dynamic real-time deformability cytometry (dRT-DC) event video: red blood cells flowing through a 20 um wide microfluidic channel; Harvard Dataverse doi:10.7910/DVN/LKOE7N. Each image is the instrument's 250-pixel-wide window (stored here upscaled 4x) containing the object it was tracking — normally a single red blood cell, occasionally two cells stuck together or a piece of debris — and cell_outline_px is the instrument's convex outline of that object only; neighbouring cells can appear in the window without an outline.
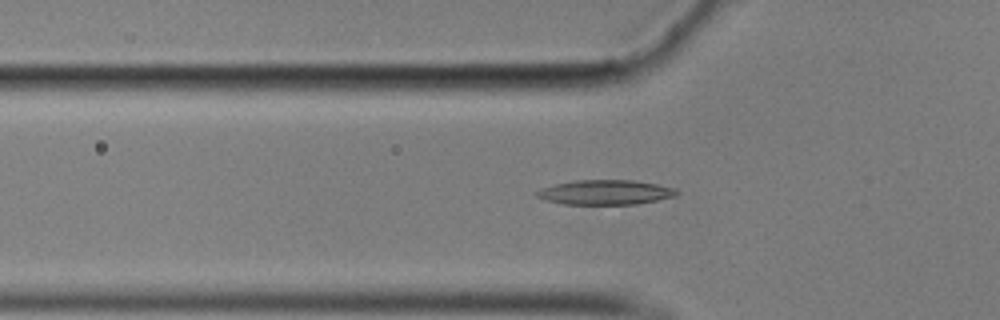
{"species": "common noctule bat (a hibernating species)", "species_latin": "Nyctalus noctula", "temperature_condition": "cold", "stored_images_in_passage": 32, "camera_frame_rate_fps": 3000, "um_per_image_px": 0.085, "animal": {"sex": "male", "body_mass_g": 17.9}, "frame": {"image": 1, "passage_image": 3, "time_ms": 0.667, "image_size_px": [1000, 320], "cell_outline_px": [[680, 192], [676, 196], [636, 204], [564, 204], [544, 200], [536, 196], [532, 192], [540, 188], [552, 184], [576, 180], [632, 180], [656, 184], [676, 188]], "centroid_in_image_um": [51.4, 16.34], "position_along_channel_um": 74.4, "area_um2": 20.35}}
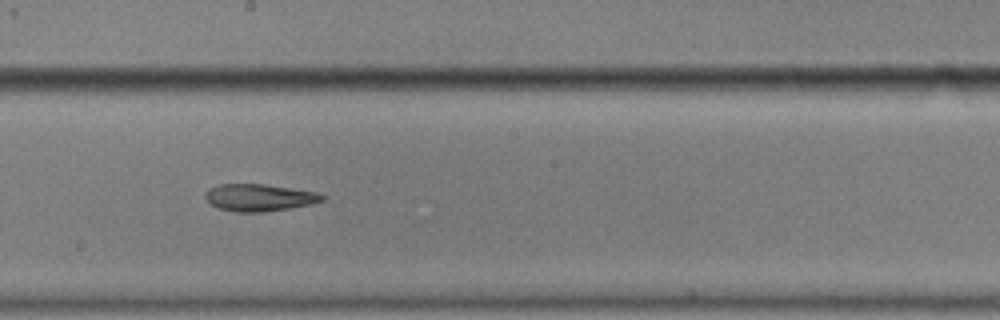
{"frame": {"image": 2, "passage_image": 16, "time_ms": 5.0, "image_size_px": [1000, 320], "cell_outline_px": [[324, 200], [308, 204], [288, 208], [264, 212], [236, 212], [216, 208], [208, 204], [204, 196], [208, 188], [220, 184], [264, 184], [292, 188], [316, 192], [324, 196]], "centroid_in_image_um": [21.95, 16.79], "position_along_channel_um": 226.3, "area_um2": 18.5}}
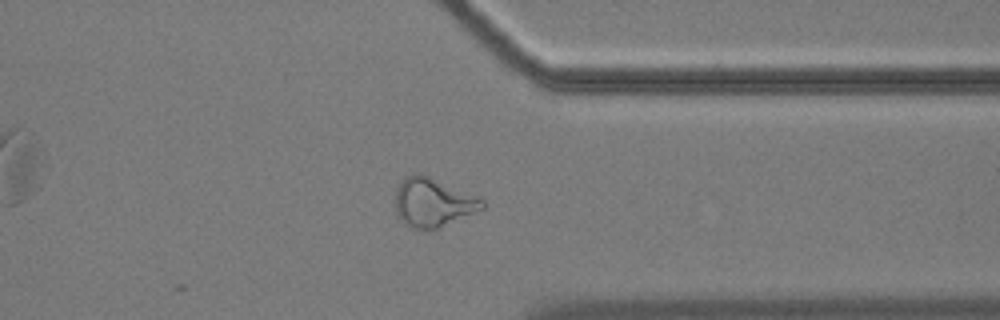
{"frame": {"image": 3, "passage_image": 29, "time_ms": 9.333, "image_size_px": [1000, 320], "cell_outline_px": [[484, 208], [436, 228], [408, 228], [396, 216], [396, 188], [400, 180], [404, 176], [416, 172], [428, 176], [484, 200]], "centroid_in_image_um": [36.72, 17.19], "position_along_channel_um": 374.7, "area_um2": 24.28}}